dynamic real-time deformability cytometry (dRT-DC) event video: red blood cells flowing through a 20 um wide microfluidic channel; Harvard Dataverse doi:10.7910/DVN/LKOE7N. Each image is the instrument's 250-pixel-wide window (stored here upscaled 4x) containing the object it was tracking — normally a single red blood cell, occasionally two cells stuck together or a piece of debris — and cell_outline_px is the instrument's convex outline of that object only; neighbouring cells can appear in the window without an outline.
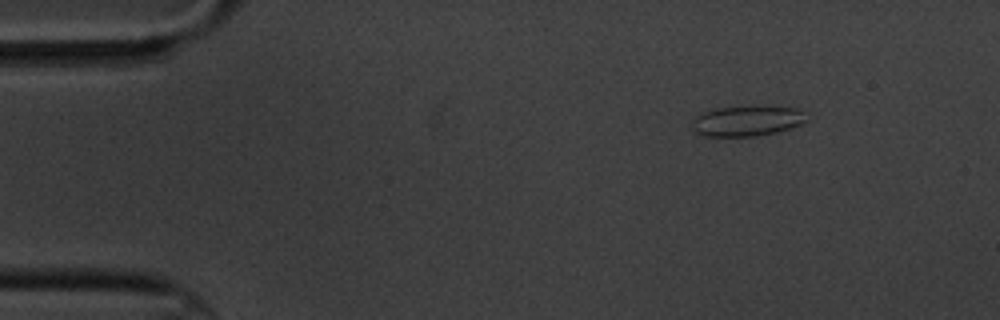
{"species": "common noctule bat (a hibernating species)", "species_latin": "Nyctalus noctula", "temperature_condition": "cold", "stored_images_in_passage": 5, "camera_frame_rate_fps": 3000, "um_per_image_px": 0.085, "animal": {"sex": "male", "body_mass_g": 20.1, "forearm_length_mm": 53.5}, "frame": {"image": 1, "passage_image": 5, "time_ms": 4.667, "image_size_px": [1000, 320], "cell_outline_px": [[808, 120], [792, 128], [776, 132], [756, 136], [700, 136], [692, 128], [692, 124], [696, 116], [704, 112], [716, 108], [796, 108], [804, 112]], "centroid_in_image_um": [63.48, 10.32], "position_along_channel_um": 21.5, "area_um2": 19.65}}